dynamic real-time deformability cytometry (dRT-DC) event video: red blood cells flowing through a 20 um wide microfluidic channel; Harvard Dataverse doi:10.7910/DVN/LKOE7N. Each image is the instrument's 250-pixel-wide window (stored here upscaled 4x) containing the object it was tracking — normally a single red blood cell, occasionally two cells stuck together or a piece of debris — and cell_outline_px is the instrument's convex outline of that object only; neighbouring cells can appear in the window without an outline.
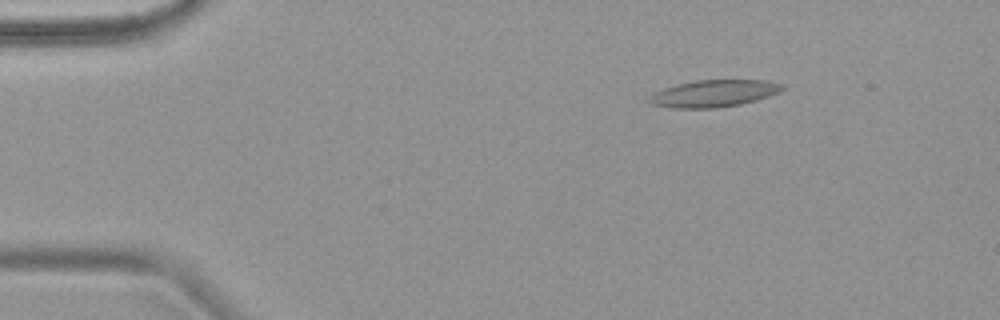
{"species": "common noctule bat (a hibernating species)", "species_latin": "Nyctalus noctula", "temperature_condition": "warm", "stored_images_in_passage": 6, "camera_frame_rate_fps": 3000, "um_per_image_px": 0.085, "animal": {"sex": "female", "body_mass_g": 18.4}, "frame": {"image": 1, "passage_image": 3, "time_ms": 2.0, "image_size_px": [1000, 320], "cell_outline_px": [[784, 88], [780, 92], [756, 100], [740, 104], [716, 108], [676, 108], [652, 104], [648, 100], [648, 96], [664, 88], [676, 84], [696, 80], [768, 80], [780, 84]], "centroid_in_image_um": [60.67, 7.94], "position_along_channel_um": 24.3, "area_um2": 20.81}}